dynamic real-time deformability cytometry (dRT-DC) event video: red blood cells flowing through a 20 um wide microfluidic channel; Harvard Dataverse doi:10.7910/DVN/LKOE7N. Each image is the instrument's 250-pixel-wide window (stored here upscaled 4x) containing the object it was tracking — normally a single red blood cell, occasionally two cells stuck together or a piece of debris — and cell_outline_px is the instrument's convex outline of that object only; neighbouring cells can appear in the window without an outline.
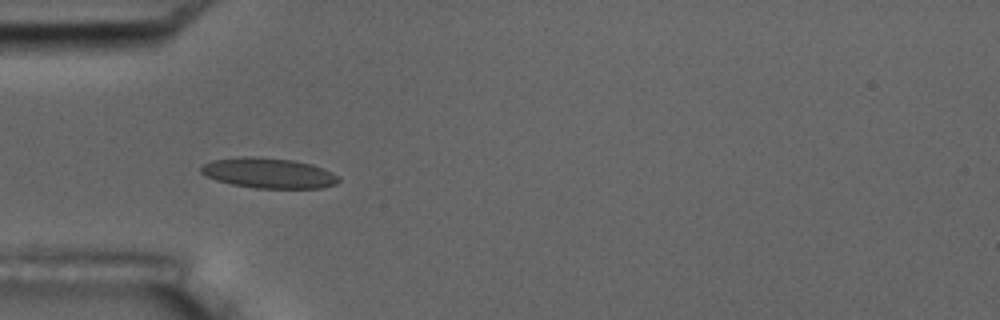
{"species": "common noctule bat (a hibernating species)", "species_latin": "Nyctalus noctula", "temperature_condition": "room temperature", "stored_images_in_passage": 4, "camera_frame_rate_fps": 3000, "um_per_image_px": 0.085, "animal": {"sex": "male", "body_mass_g": 17.5, "forearm_length_mm": 52.3}, "frame": {"image": 1, "passage_image": 3, "time_ms": 2.333, "image_size_px": [1000, 320], "cell_outline_px": [[340, 180], [336, 184], [320, 188], [256, 188], [232, 184], [216, 180], [200, 172], [200, 168], [204, 164], [212, 160], [240, 156], [256, 156], [292, 160], [312, 164], [324, 168], [332, 172]], "centroid_in_image_um": [22.83, 14.7], "position_along_channel_um": 62.2, "area_um2": 24.28}}